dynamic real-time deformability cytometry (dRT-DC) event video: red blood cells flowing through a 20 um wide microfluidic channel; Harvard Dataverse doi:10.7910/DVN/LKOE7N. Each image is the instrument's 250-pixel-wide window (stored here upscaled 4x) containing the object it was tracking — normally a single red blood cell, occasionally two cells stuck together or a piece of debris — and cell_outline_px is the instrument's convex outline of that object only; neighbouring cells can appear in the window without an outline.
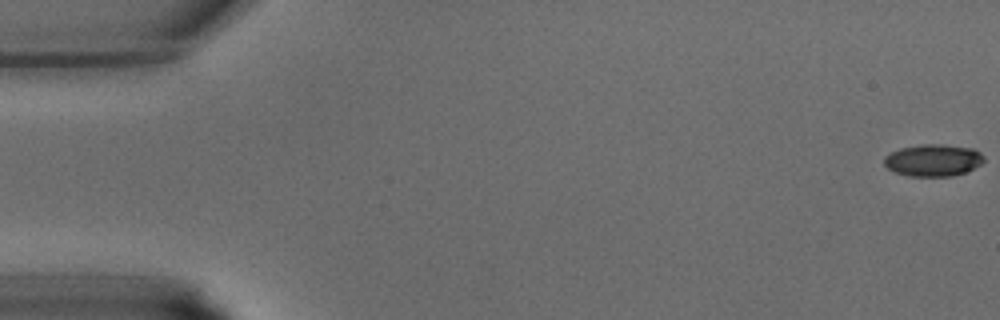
{"species": "common noctule bat (a hibernating species)", "species_latin": "Nyctalus noctula", "temperature_condition": "warm", "stored_images_in_passage": 11, "camera_frame_rate_fps": 3000, "um_per_image_px": 0.085, "animal": {"sex": "male", "body_mass_g": 15.6}, "frame": {"image": 1, "passage_image": 1, "time_ms": 0.0, "image_size_px": [1000, 320], "cell_outline_px": [[984, 160], [980, 164], [964, 172], [952, 176], [908, 176], [896, 172], [888, 168], [884, 164], [884, 156], [900, 148], [920, 144], [944, 144], [972, 148], [980, 152], [984, 156]], "centroid_in_image_um": [79.31, 13.61], "position_along_channel_um": 5.7, "area_um2": 18.55}}
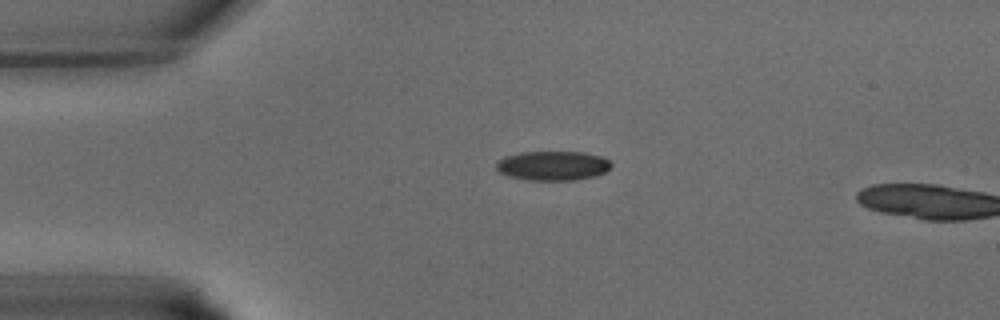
{"frame": {"image": 2, "passage_image": 10, "time_ms": 3.0, "image_size_px": [1000, 320], "cell_outline_px": [[612, 164], [604, 172], [596, 176], [572, 180], [528, 180], [508, 176], [500, 172], [496, 168], [496, 164], [504, 156], [520, 152], [584, 152], [600, 156], [608, 160]], "centroid_in_image_um": [46.97, 14.08], "position_along_channel_um": 38.0, "area_um2": 19.59}}